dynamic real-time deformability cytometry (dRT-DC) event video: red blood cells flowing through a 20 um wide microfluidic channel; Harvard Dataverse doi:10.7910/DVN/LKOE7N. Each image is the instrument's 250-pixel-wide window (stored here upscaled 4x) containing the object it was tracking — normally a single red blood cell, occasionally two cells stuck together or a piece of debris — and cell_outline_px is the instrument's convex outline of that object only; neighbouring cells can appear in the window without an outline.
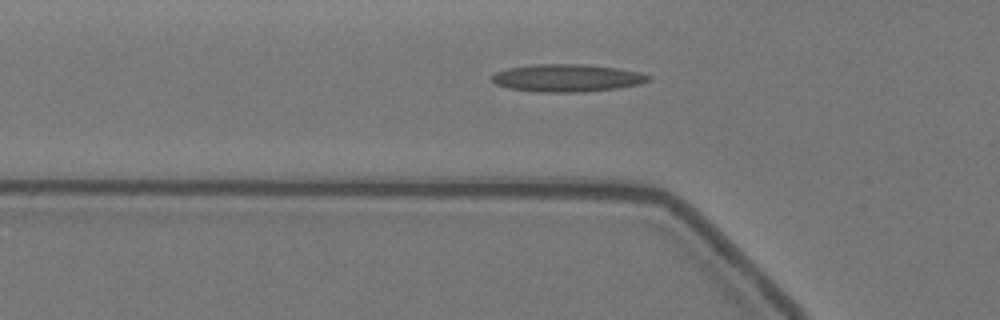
{"species": "Egyptian fruit bat (a non-hibernating species)", "species_latin": "Rousettus aegyptiacus", "temperature_condition": "warm", "stored_images_in_passage": 37, "camera_frame_rate_fps": 3000, "um_per_image_px": 0.085, "animal": {"sex": "female"}, "frame": {"image": 1, "passage_image": 6, "time_ms": 1.667, "image_size_px": [1000, 320], "cell_outline_px": [[652, 80], [640, 84], [616, 88], [576, 92], [536, 92], [508, 88], [496, 84], [492, 80], [492, 76], [496, 72], [508, 68], [532, 64], [584, 64], [616, 68], [640, 72], [652, 76]], "centroid_in_image_um": [48.21, 6.62], "position_along_channel_um": 77.6, "area_um2": 25.14}}
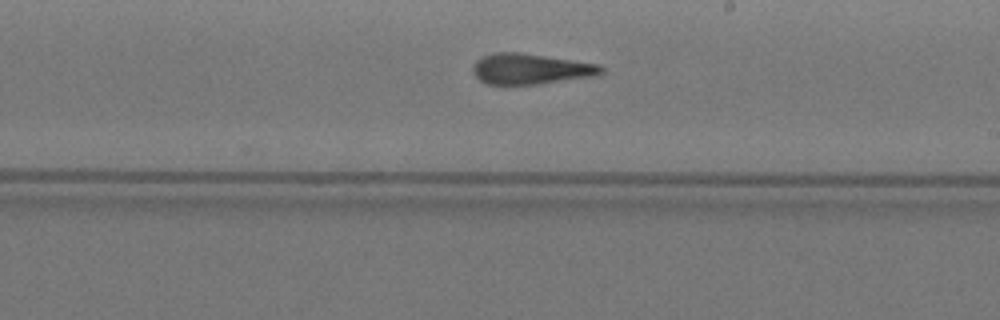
{"frame": {"image": 2, "passage_image": 20, "time_ms": 6.333, "image_size_px": [1000, 320], "cell_outline_px": [[604, 72], [596, 76], [536, 84], [488, 84], [480, 80], [476, 76], [472, 68], [476, 60], [492, 52], [520, 52], [600, 64], [604, 68]], "centroid_in_image_um": [45.13, 5.85], "position_along_channel_um": 243.9, "area_um2": 22.89}}
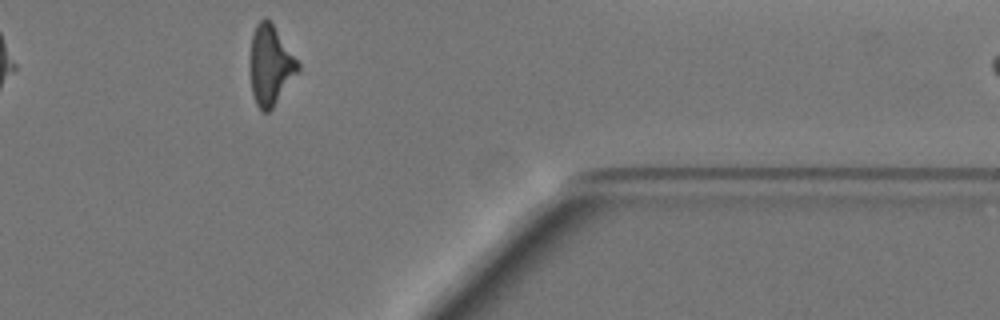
{"frame": {"image": 3, "passage_image": 34, "time_ms": 11.0, "image_size_px": [1000, 320], "cell_outline_px": [[300, 68], [272, 108], [268, 112], [264, 112], [256, 104], [252, 92], [248, 64], [252, 36], [256, 24], [264, 16], [272, 24], [300, 64]], "centroid_in_image_um": [22.94, 5.54], "position_along_channel_um": 388.5, "area_um2": 22.02}}